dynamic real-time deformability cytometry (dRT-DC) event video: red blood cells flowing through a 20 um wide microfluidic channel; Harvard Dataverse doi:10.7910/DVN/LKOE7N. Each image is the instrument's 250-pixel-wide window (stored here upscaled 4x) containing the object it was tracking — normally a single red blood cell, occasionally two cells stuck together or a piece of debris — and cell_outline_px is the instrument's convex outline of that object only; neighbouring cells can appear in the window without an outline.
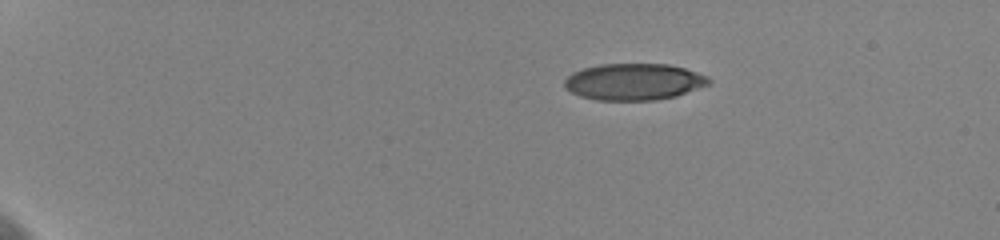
{"species": "human", "species_latin": "Homo sapiens", "temperature_condition": "cold", "stored_images_in_passage": 47, "camera_frame_rate_fps": 3000, "um_per_image_px": 0.085, "donor": {"sex": "female"}, "frame": {"image": 1, "passage_image": 1, "time_ms": 0.0, "image_size_px": [1000, 240], "cell_outline_px": [[712, 80], [708, 84], [676, 96], [656, 100], [596, 100], [580, 96], [564, 88], [564, 80], [572, 72], [584, 68], [600, 64], [668, 64], [684, 68], [708, 76]], "centroid_in_image_um": [53.86, 6.95], "position_along_channel_um": 31.1, "area_um2": 30.75}}
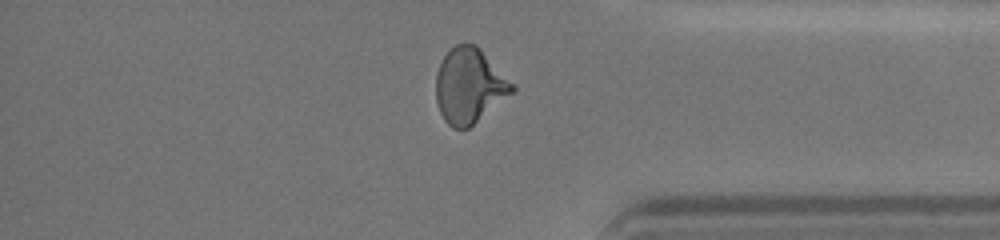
{"frame": {"image": 2, "passage_image": 40, "time_ms": 13.0, "image_size_px": [1000, 240], "cell_outline_px": [[516, 92], [468, 128], [452, 128], [444, 120], [440, 112], [436, 100], [436, 76], [440, 64], [444, 56], [456, 44], [476, 44], [480, 48], [516, 88]], "centroid_in_image_um": [39.9, 7.31], "position_along_channel_um": 395.3, "area_um2": 33.06}}
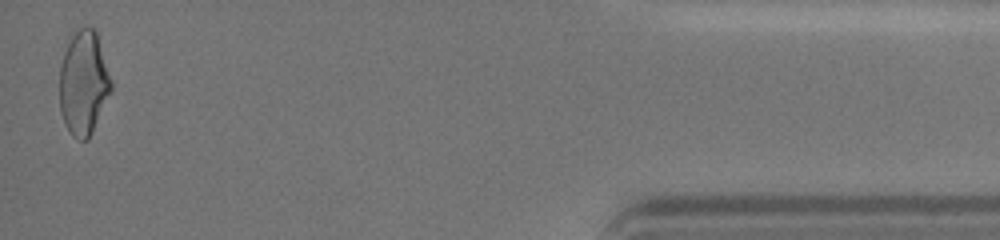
{"frame": {"image": 3, "passage_image": 47, "time_ms": 15.333, "image_size_px": [1000, 240], "cell_outline_px": [[112, 92], [88, 140], [80, 140], [72, 136], [64, 124], [60, 112], [60, 64], [64, 52], [72, 36], [80, 28], [92, 28], [96, 32], [112, 84]], "centroid_in_image_um": [7.1, 7.12], "position_along_channel_um": 428.1, "area_um2": 31.04}, "authors_computed_cell_mechanics": {"area_um2": 32.1946, "velocity_mm_per_s": 3.6263, "shape_relaxation_time_tau1_ms": 5.816, "shape_relaxation_time_tau2_ms": 1.562, "deformation_change_tau1": 0.1583, "deformation_change_tau2": 0.0816}}